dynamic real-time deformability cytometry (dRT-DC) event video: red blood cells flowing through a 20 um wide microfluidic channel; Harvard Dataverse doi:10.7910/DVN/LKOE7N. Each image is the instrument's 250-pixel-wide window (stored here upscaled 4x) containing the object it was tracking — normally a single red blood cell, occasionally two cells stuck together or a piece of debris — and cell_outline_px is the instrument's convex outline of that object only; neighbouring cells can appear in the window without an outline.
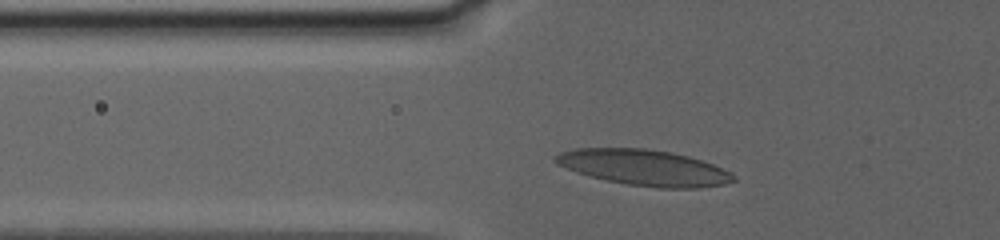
{"species": "human", "species_latin": "Homo sapiens", "temperature_condition": "warm", "stored_images_in_passage": 46, "camera_frame_rate_fps": 3000, "um_per_image_px": 0.085, "donor": {"sex": "female"}, "frame": {"image": 1, "passage_image": 5, "time_ms": 2.333, "image_size_px": [1000, 240], "cell_outline_px": [[736, 180], [724, 184], [700, 188], [660, 188], [628, 184], [588, 176], [576, 172], [556, 164], [552, 160], [552, 156], [560, 152], [576, 148], [644, 148], [672, 152], [688, 156], [712, 164], [732, 172], [736, 176]], "centroid_in_image_um": [54.73, 14.24], "position_along_channel_um": 71.1, "area_um2": 37.28}}
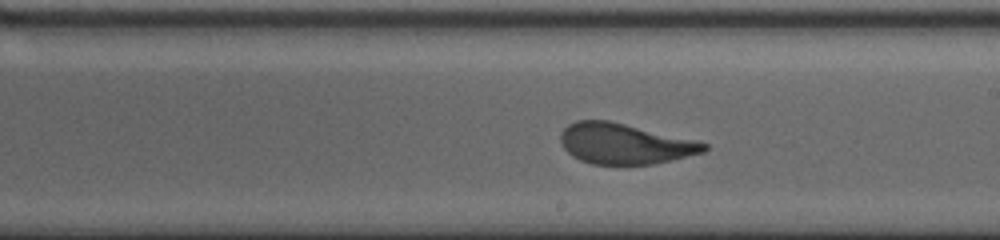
{"frame": {"image": 2, "passage_image": 20, "time_ms": 8.0, "image_size_px": [1000, 240], "cell_outline_px": [[708, 148], [704, 152], [672, 160], [652, 164], [592, 164], [580, 160], [572, 156], [564, 148], [560, 140], [560, 132], [568, 124], [576, 120], [608, 120], [696, 140], [708, 144]], "centroid_in_image_um": [53.08, 12.21], "position_along_channel_um": 235.9, "area_um2": 33.87}}
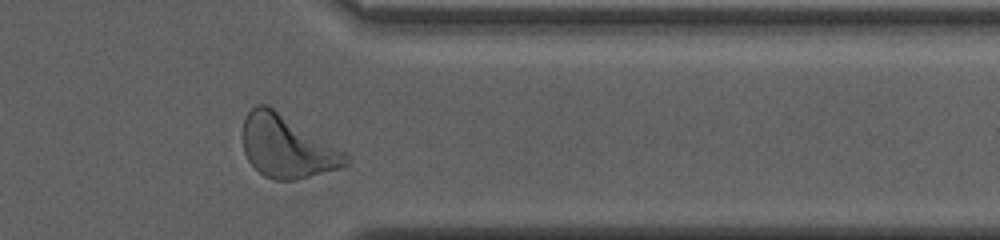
{"frame": {"image": 3, "passage_image": 39, "time_ms": 13.0, "image_size_px": [1000, 240], "cell_outline_px": [[348, 164], [340, 168], [296, 180], [276, 180], [264, 176], [248, 160], [244, 152], [244, 120], [248, 112], [256, 104], [268, 104], [348, 152]], "centroid_in_image_um": [24.44, 12.45], "position_along_channel_um": 387.0, "area_um2": 37.69}, "authors_computed_cell_mechanics": {"area_um2": 34.7378, "velocity_mm_per_s": 3.0521, "shape_relaxation_time_tau1_ms": 4.7213, "shape_relaxation_time_tau2_ms": null, "deformation_change_tau1": 0.1974, "deformation_change_tau2": null}}